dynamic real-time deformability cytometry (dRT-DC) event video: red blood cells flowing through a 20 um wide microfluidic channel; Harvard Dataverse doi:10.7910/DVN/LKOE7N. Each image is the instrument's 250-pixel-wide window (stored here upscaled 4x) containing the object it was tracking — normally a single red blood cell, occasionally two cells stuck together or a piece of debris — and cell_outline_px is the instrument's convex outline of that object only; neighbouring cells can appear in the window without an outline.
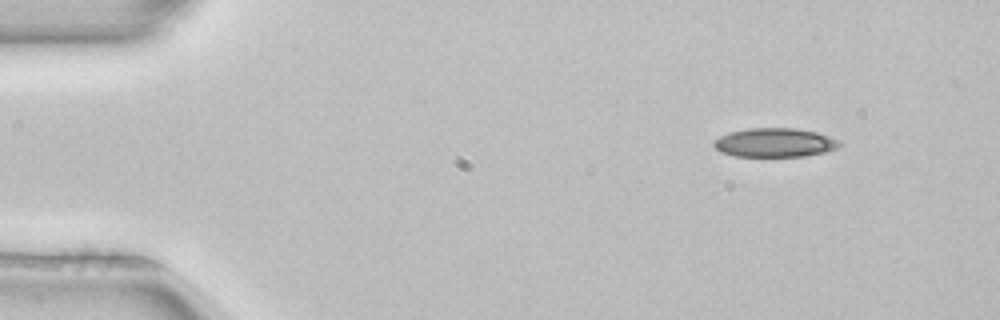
{"species": "common noctule bat (a hibernating species)", "species_latin": "Nyctalus noctula", "temperature_condition": "room temperature", "stored_images_in_passage": 5, "camera_frame_rate_fps": 3000, "um_per_image_px": 0.085, "animal": {"sex": "female", "body_mass_g": 22.7, "forearm_length_mm": 54.2}, "frame": {"image": 1, "passage_image": 1, "time_ms": 0.0, "image_size_px": [1000, 320], "cell_outline_px": [[840, 144], [836, 148], [824, 152], [804, 156], [736, 156], [720, 152], [712, 144], [712, 140], [728, 132], [748, 128], [796, 128], [816, 132], [840, 140]], "centroid_in_image_um": [65.81, 12.11], "position_along_channel_um": 19.2, "area_um2": 21.21}}
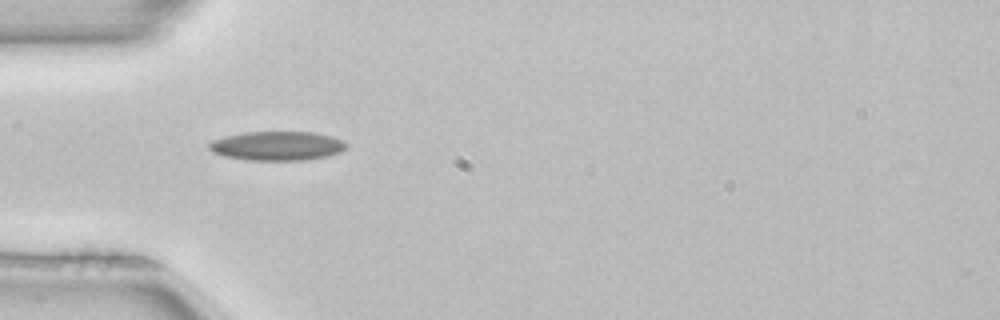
{"frame": {"image": 2, "passage_image": 4, "time_ms": 1.0, "image_size_px": [1000, 320], "cell_outline_px": [[348, 144], [340, 152], [328, 156], [304, 160], [248, 160], [224, 156], [212, 152], [208, 148], [208, 144], [212, 140], [244, 132], [312, 132], [332, 136]], "centroid_in_image_um": [23.54, 12.4], "position_along_channel_um": 61.5, "area_um2": 23.18}}